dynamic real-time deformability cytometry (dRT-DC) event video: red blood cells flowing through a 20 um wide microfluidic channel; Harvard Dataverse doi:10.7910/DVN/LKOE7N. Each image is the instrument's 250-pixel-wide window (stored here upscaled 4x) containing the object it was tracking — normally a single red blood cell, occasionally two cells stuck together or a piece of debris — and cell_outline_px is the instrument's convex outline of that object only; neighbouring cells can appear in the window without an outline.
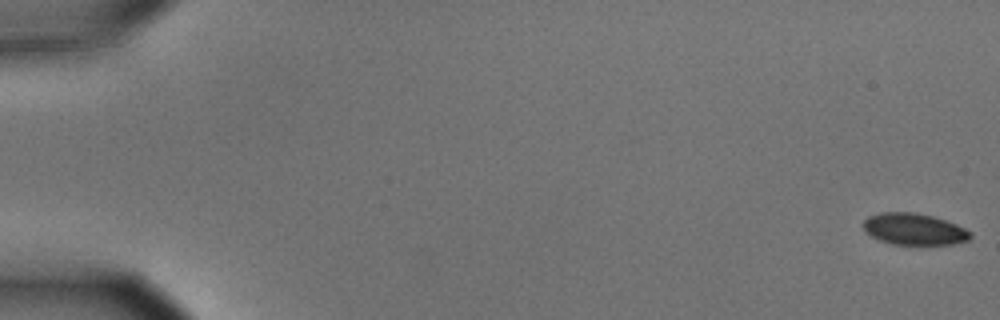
{"species": "common noctule bat (a hibernating species)", "species_latin": "Nyctalus noctula", "temperature_condition": "cold", "stored_images_in_passage": 5, "camera_frame_rate_fps": 3000, "um_per_image_px": 0.085, "animal": {"sex": "male", "body_mass_g": 15.6}, "frame": {"image": 1, "passage_image": 1, "time_ms": 0.0, "image_size_px": [1000, 320], "cell_outline_px": [[972, 236], [968, 240], [952, 244], [920, 248], [892, 244], [880, 240], [872, 236], [864, 228], [864, 220], [868, 216], [880, 212], [916, 212], [932, 216], [956, 224], [972, 232]], "centroid_in_image_um": [77.73, 19.52], "position_along_channel_um": 7.3, "area_um2": 20.4}}
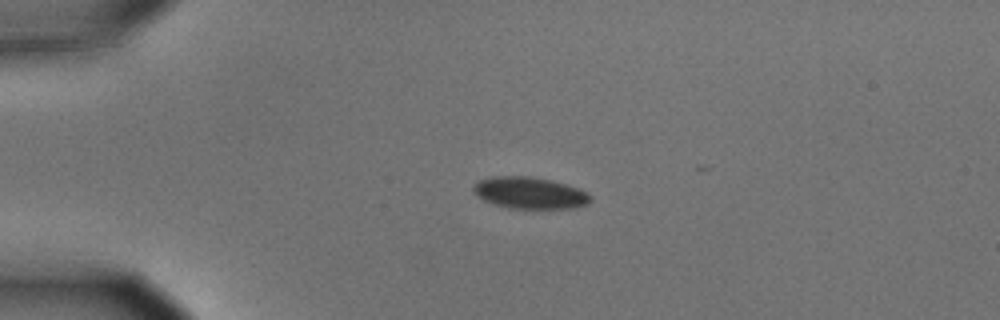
{"frame": {"image": 2, "passage_image": 4, "time_ms": 1.0, "image_size_px": [1000, 320], "cell_outline_px": [[592, 200], [588, 204], [572, 208], [508, 208], [492, 204], [476, 196], [472, 192], [472, 188], [480, 180], [492, 176], [528, 176], [548, 180], [580, 188], [588, 192], [592, 196]], "centroid_in_image_um": [45.03, 16.4], "position_along_channel_um": 40.0, "area_um2": 21.68}}